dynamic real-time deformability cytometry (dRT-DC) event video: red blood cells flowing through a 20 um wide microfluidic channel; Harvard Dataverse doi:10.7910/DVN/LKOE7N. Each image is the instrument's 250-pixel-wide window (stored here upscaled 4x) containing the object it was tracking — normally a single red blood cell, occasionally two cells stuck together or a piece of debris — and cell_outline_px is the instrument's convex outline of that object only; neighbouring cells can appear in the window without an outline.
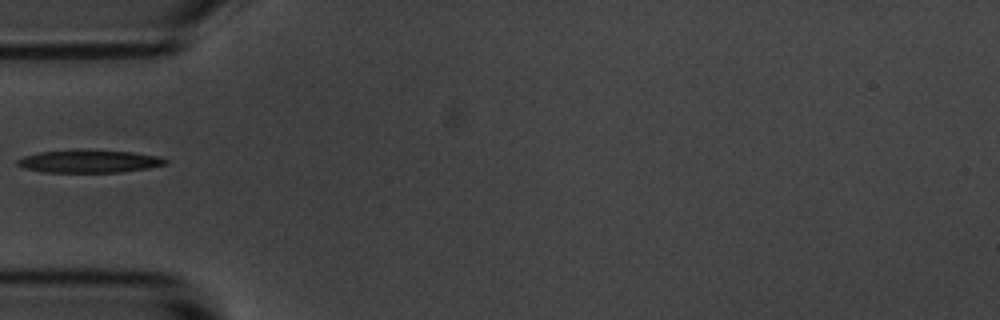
{"species": "common noctule bat (a hibernating species)", "species_latin": "Nyctalus noctula", "temperature_condition": "room temperature", "stored_images_in_passage": 1, "camera_frame_rate_fps": 3000, "um_per_image_px": 0.085, "animal": {"sex": "male", "body_mass_g": 20.1, "forearm_length_mm": 53.5}, "frame": {"image": 1, "passage_image": 1, "time_ms": 0.0, "image_size_px": [1000, 320], "cell_outline_px": [[168, 164], [148, 168], [120, 172], [44, 172], [24, 168], [16, 164], [16, 160], [24, 156], [40, 152], [132, 152], [160, 156], [168, 160]], "centroid_in_image_um": [7.62, 13.75], "position_along_channel_um": 77.4, "area_um2": 18.73}}